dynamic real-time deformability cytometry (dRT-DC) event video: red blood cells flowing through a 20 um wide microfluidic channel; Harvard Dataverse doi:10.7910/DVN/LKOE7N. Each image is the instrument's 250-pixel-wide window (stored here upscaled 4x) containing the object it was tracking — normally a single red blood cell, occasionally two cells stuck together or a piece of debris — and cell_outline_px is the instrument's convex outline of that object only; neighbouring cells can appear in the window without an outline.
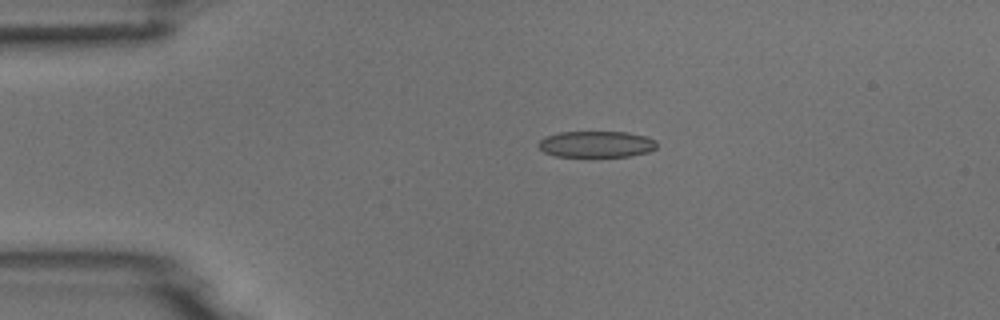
{"species": "common noctule bat (a hibernating species)", "species_latin": "Nyctalus noctula", "temperature_condition": "room temperature", "stored_images_in_passage": 4, "camera_frame_rate_fps": 3000, "um_per_image_px": 0.085, "animal": {"sex": "male", "body_mass_g": 18.8}, "frame": {"image": 1, "passage_image": 3, "time_ms": 2.333, "image_size_px": [1000, 320], "cell_outline_px": [[656, 148], [648, 152], [632, 156], [588, 160], [556, 156], [544, 152], [536, 144], [544, 136], [560, 132], [628, 132], [648, 136], [656, 140]], "centroid_in_image_um": [50.68, 12.31], "position_along_channel_um": 34.3, "area_um2": 19.36}}
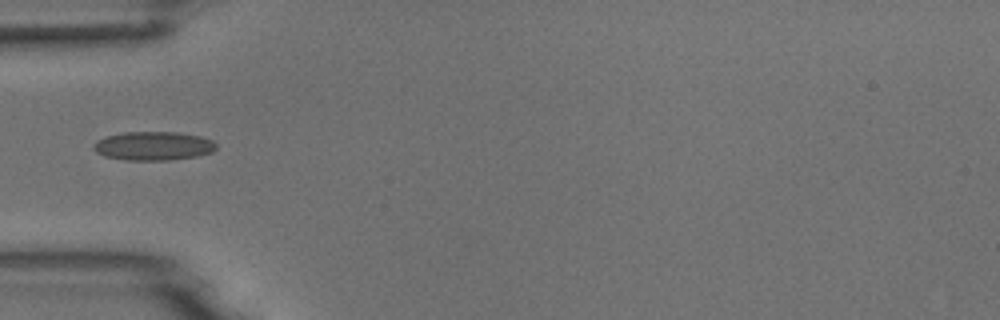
{"frame": {"image": 2, "passage_image": 4, "time_ms": 4.333, "image_size_px": [1000, 320], "cell_outline_px": [[216, 148], [212, 152], [196, 156], [168, 160], [128, 160], [104, 156], [96, 152], [92, 148], [92, 144], [96, 140], [108, 136], [124, 132], [176, 132], [200, 136], [212, 140], [216, 144]], "centroid_in_image_um": [13.01, 12.4], "position_along_channel_um": 72.0, "area_um2": 20.52}}